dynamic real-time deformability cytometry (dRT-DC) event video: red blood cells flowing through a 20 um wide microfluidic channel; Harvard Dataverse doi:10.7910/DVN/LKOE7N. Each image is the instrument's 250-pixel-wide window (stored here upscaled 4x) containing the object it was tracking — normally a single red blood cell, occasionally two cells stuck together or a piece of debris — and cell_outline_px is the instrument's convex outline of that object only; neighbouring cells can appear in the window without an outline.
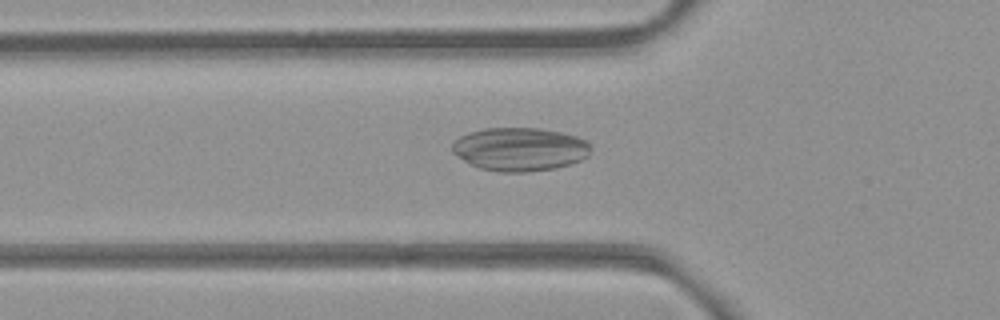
{"species": "common noctule bat (a hibernating species)", "species_latin": "Nyctalus noctula", "temperature_condition": "room temperature", "stored_images_in_passage": 52, "camera_frame_rate_fps": 3000, "um_per_image_px": 0.085, "animal": {"sex": "female", "body_mass_g": 21.9}, "frame": {"image": 1, "passage_image": 18, "time_ms": 5.667, "image_size_px": [1000, 320], "cell_outline_px": [[592, 148], [588, 156], [580, 160], [556, 168], [528, 172], [500, 172], [480, 168], [464, 160], [452, 152], [452, 144], [460, 136], [468, 132], [484, 128], [540, 128], [560, 132], [576, 136], [584, 140]], "centroid_in_image_um": [44.18, 12.68], "position_along_channel_um": 81.6, "area_um2": 34.97}}
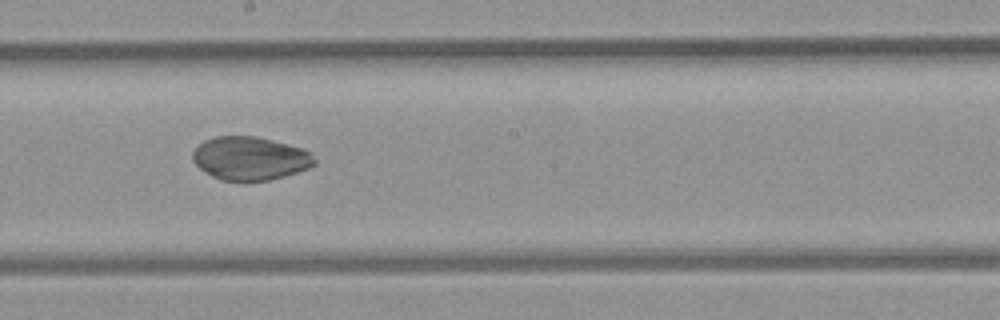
{"frame": {"image": 2, "passage_image": 29, "time_ms": 9.333, "image_size_px": [1000, 320], "cell_outline_px": [[316, 164], [308, 168], [284, 176], [268, 180], [220, 180], [212, 176], [200, 168], [192, 160], [192, 152], [204, 140], [216, 136], [256, 136], [304, 148], [316, 160]], "centroid_in_image_um": [21.25, 13.45], "position_along_channel_um": 227.0, "area_um2": 30.58}}
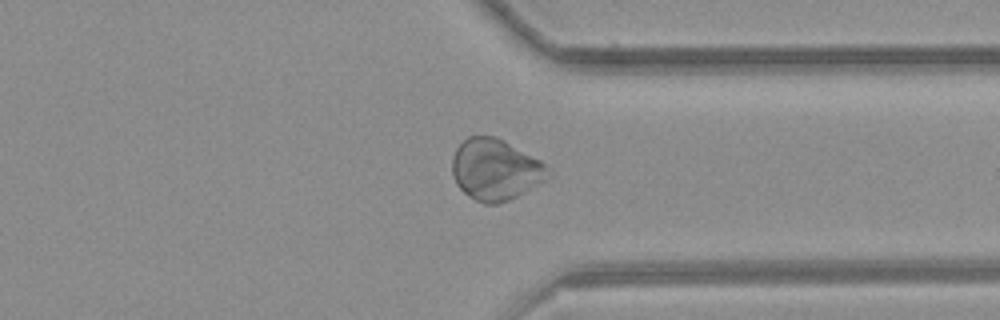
{"frame": {"image": 3, "passage_image": 40, "time_ms": 13.0, "image_size_px": [1000, 320], "cell_outline_px": [[552, 176], [516, 196], [508, 200], [496, 204], [484, 204], [468, 196], [456, 184], [452, 176], [452, 156], [456, 148], [468, 136], [496, 136], [504, 140], [540, 160], [552, 172]], "centroid_in_image_um": [42.09, 14.41], "position_along_channel_um": 369.3, "area_um2": 34.22}}